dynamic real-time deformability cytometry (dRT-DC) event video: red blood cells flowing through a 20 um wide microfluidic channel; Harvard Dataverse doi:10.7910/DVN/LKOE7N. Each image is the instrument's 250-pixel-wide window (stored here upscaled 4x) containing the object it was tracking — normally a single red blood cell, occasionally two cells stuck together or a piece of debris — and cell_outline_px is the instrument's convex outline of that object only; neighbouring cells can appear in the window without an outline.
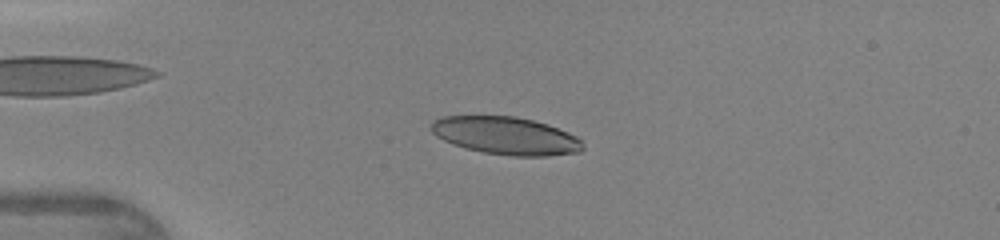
{"species": "human", "species_latin": "Homo sapiens", "temperature_condition": "warm", "stored_images_in_passage": 46, "camera_frame_rate_fps": 3000, "um_per_image_px": 0.085, "donor": {"sex": "female"}, "frame": {"image": 1, "passage_image": 12, "time_ms": 3.667, "image_size_px": [1000, 240], "cell_outline_px": [[584, 148], [580, 152], [548, 156], [512, 156], [484, 152], [452, 144], [436, 136], [432, 132], [432, 120], [444, 116], [516, 116], [548, 124], [568, 132], [576, 136], [584, 144]], "centroid_in_image_um": [43.03, 11.53], "position_along_channel_um": 42.0, "area_um2": 33.29}}
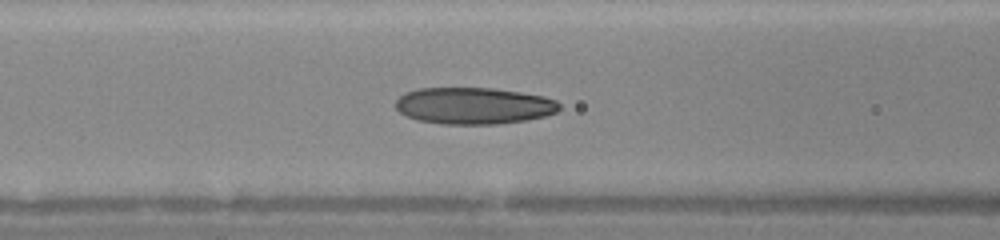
{"frame": {"image": 2, "passage_image": 20, "time_ms": 6.333, "image_size_px": [1000, 240], "cell_outline_px": [[560, 108], [556, 112], [544, 116], [528, 120], [500, 124], [440, 124], [416, 120], [400, 112], [396, 108], [396, 100], [404, 92], [420, 88], [492, 88], [520, 92], [544, 96], [556, 100], [560, 104]], "centroid_in_image_um": [40.27, 8.99], "position_along_channel_um": 126.3, "area_um2": 35.2}}
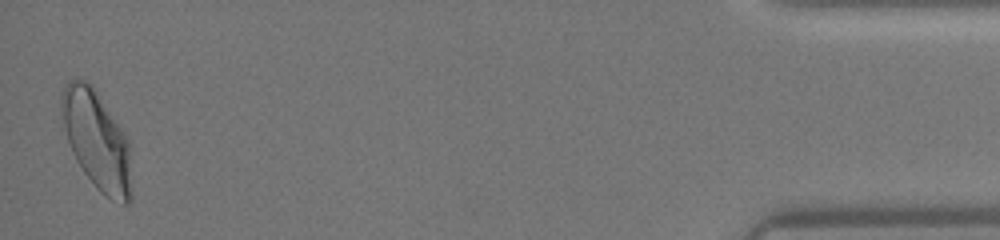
{"frame": {"image": 3, "passage_image": 46, "time_ms": 15.0, "image_size_px": [1000, 240], "cell_outline_px": [[132, 200], [128, 204], [124, 204], [112, 200], [104, 196], [96, 188], [84, 172], [76, 160], [72, 152], [68, 140], [64, 124], [60, 104], [60, 96], [64, 84], [68, 80], [76, 76], [92, 84], [128, 140], [132, 192]], "centroid_in_image_um": [8.21, 11.92], "position_along_channel_um": 427.0, "area_um2": 40.17}, "authors_computed_cell_mechanics": {"area_um2": 34.3332, "velocity_mm_per_s": 4.3878, "shape_relaxation_time_tau1_ms": 5.8076, "shape_relaxation_time_tau2_ms": 1.635, "deformation_change_tau1": 0.1922, "deformation_change_tau2": 0.0924}}